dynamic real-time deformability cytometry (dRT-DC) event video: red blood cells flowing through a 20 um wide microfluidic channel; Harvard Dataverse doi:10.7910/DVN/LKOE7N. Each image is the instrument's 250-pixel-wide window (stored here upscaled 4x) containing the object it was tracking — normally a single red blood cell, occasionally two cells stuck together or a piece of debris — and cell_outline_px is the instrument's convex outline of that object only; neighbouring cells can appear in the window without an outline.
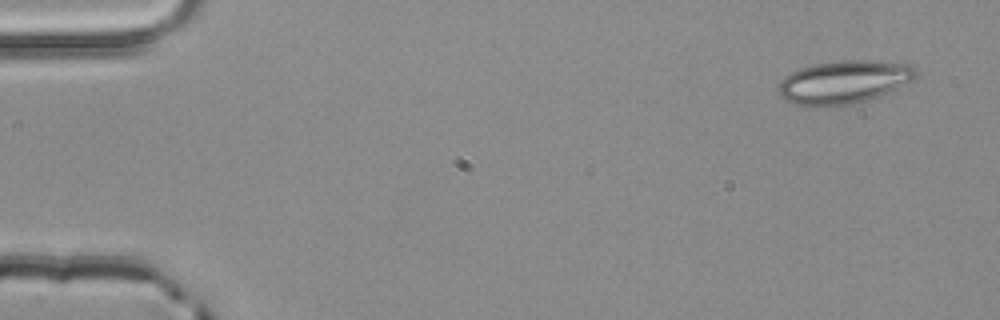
{"species": "common noctule bat (a hibernating species)", "species_latin": "Nyctalus noctula", "temperature_condition": "room temperature", "stored_images_in_passage": 3, "camera_frame_rate_fps": 3000, "um_per_image_px": 0.085, "animal": {"sex": "male", "body_mass_g": 20.4}, "frame": {"image": 1, "passage_image": 1, "time_ms": 0.0, "image_size_px": [1000, 320], "cell_outline_px": [[916, 76], [912, 80], [880, 96], [848, 104], [816, 108], [796, 104], [784, 100], [780, 96], [776, 88], [784, 76], [788, 72], [800, 68], [816, 64], [840, 60], [868, 60], [912, 64], [916, 68]], "centroid_in_image_um": [71.67, 6.98], "position_along_channel_um": 13.3, "area_um2": 34.8}}